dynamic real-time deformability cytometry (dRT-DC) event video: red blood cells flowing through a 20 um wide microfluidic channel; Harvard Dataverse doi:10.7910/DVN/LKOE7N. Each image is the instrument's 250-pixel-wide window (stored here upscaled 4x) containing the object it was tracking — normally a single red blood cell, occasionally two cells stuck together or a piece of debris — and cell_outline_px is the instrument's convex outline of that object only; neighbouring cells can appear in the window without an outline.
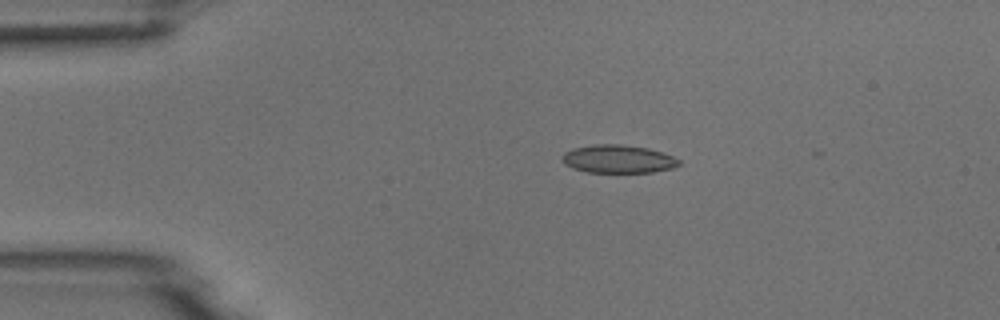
{"species": "common noctule bat (a hibernating species)", "species_latin": "Nyctalus noctula", "temperature_condition": "room temperature", "stored_images_in_passage": 9, "camera_frame_rate_fps": 3000, "um_per_image_px": 0.085, "animal": {"sex": "male", "body_mass_g": 18.8}, "frame": {"image": 1, "passage_image": 2, "time_ms": 2.333, "image_size_px": [1000, 320], "cell_outline_px": [[680, 164], [672, 168], [652, 172], [588, 172], [572, 168], [564, 164], [560, 156], [564, 152], [572, 148], [596, 144], [620, 144], [648, 148], [672, 156], [680, 160]], "centroid_in_image_um": [52.49, 13.51], "position_along_channel_um": 32.5, "area_um2": 19.13}}
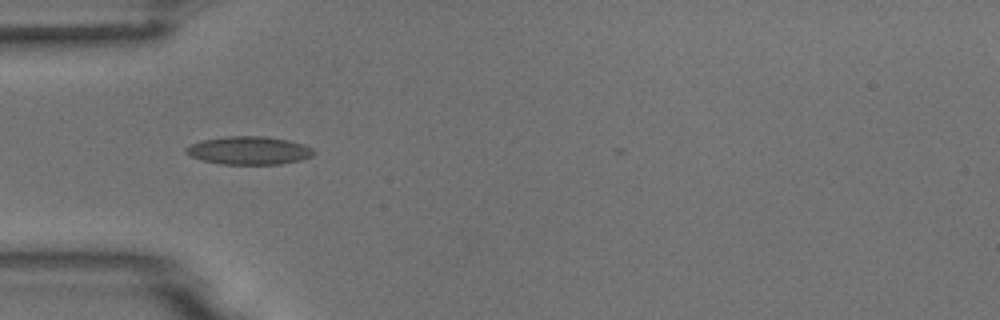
{"frame": {"image": 2, "passage_image": 4, "time_ms": 4.333, "image_size_px": [1000, 320], "cell_outline_px": [[316, 152], [312, 156], [300, 160], [280, 164], [220, 164], [204, 160], [192, 156], [184, 152], [184, 148], [192, 144], [204, 140], [228, 136], [264, 136], [288, 140], [312, 148]], "centroid_in_image_um": [21.17, 12.79], "position_along_channel_um": 63.8, "area_um2": 20.69}}